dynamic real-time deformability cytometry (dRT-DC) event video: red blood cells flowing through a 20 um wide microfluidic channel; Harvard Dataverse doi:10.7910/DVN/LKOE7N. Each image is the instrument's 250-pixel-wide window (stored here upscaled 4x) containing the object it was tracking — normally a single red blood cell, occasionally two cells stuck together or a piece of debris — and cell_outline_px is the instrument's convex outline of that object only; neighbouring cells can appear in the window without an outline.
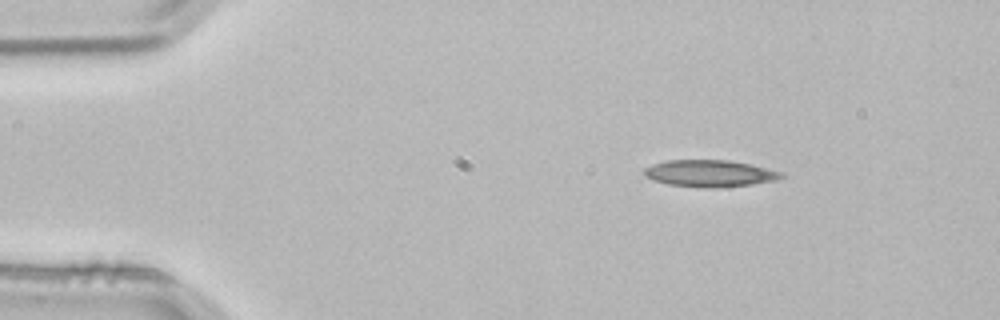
{"species": "common noctule bat (a hibernating species)", "species_latin": "Nyctalus noctula", "temperature_condition": "room temperature", "stored_images_in_passage": 3, "segment_of_instrument_passage": [1, 2], "camera_frame_rate_fps": 3000, "um_per_image_px": 0.085, "animal": {"sex": "male", "body_mass_g": 21.5, "forearm_length_mm": 52.0}, "frame": {"image": 1, "passage_image": 1, "time_ms": 0.0, "image_size_px": [1000, 320], "cell_outline_px": [[788, 176], [776, 180], [752, 184], [716, 188], [704, 188], [668, 184], [644, 176], [644, 168], [652, 164], [664, 160], [728, 160], [752, 164], [784, 172]], "centroid_in_image_um": [60.38, 14.73], "position_along_channel_um": 24.6, "area_um2": 21.68}}